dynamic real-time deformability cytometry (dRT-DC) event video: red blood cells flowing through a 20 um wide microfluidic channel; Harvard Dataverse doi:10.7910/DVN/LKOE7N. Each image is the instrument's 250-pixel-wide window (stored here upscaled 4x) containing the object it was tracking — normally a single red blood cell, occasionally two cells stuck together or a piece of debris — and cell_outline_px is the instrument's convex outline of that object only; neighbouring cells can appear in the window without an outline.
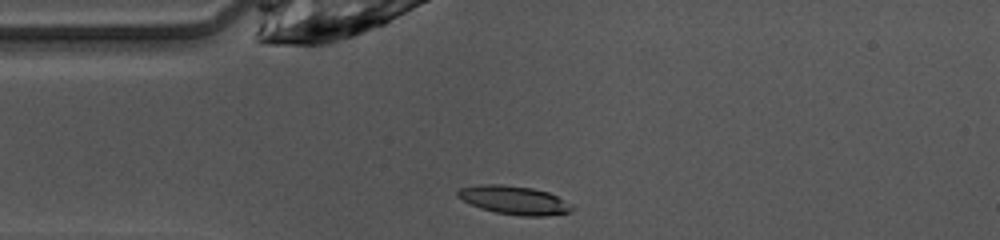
{"species": "common noctule bat (a hibernating species)", "species_latin": "Nyctalus noctula", "temperature_condition": "warm", "stored_images_in_passage": 37, "camera_frame_rate_fps": 3000, "um_per_image_px": 0.085, "animal": {"sex": "female", "body_mass_g": 10.0, "forearm_length_mm": 53.1}, "frame": {"image": 1, "passage_image": 1, "time_ms": 0.0, "image_size_px": [1000, 240], "cell_outline_px": [[576, 208], [572, 212], [544, 216], [520, 216], [496, 212], [480, 208], [456, 196], [456, 192], [460, 188], [480, 184], [500, 184], [532, 188], [548, 192], [556, 196]], "centroid_in_image_um": [43.71, 17.01], "position_along_channel_um": 41.3, "area_um2": 18.9}}
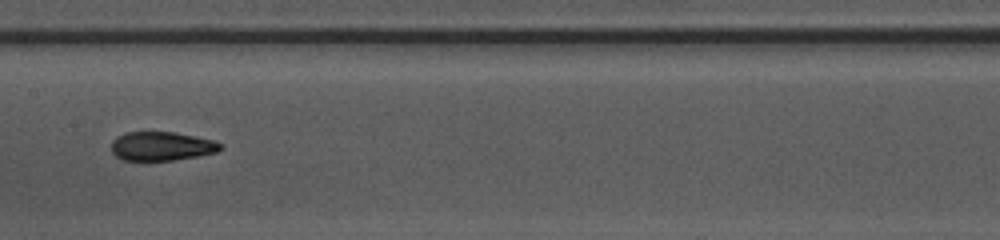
{"frame": {"image": 2, "passage_image": 13, "time_ms": 4.0, "image_size_px": [1000, 240], "cell_outline_px": [[224, 148], [216, 152], [200, 156], [172, 160], [124, 160], [116, 156], [112, 152], [112, 140], [116, 136], [124, 132], [172, 132], [216, 140], [224, 144]], "centroid_in_image_um": [13.78, 12.42], "position_along_channel_um": 193.6, "area_um2": 18.55}}
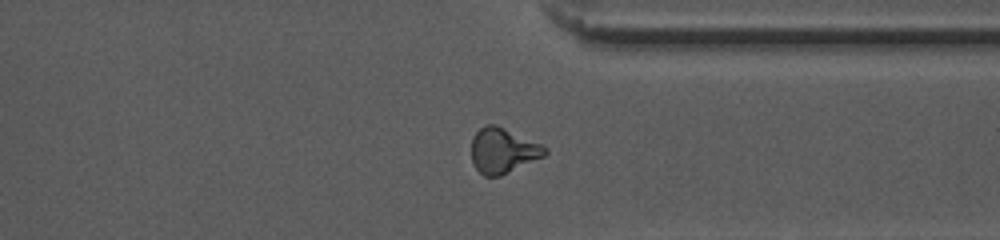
{"frame": {"image": 3, "passage_image": 26, "time_ms": 8.333, "image_size_px": [1000, 240], "cell_outline_px": [[548, 152], [544, 156], [500, 176], [484, 176], [476, 168], [472, 160], [472, 136], [484, 124], [496, 124], [544, 144], [548, 148]], "centroid_in_image_um": [42.77, 12.77], "position_along_channel_um": 368.6, "area_um2": 19.54}, "authors_computed_cell_mechanics": {"area_um2": 18.9006, "velocity_mm_per_s": 4.0951, "shape_relaxation_time_tau1_ms": 4.5831, "shape_relaxation_time_tau2_ms": 2.4159, "deformation_change_tau1": 0.1867, "deformation_change_tau2": 0.077}}